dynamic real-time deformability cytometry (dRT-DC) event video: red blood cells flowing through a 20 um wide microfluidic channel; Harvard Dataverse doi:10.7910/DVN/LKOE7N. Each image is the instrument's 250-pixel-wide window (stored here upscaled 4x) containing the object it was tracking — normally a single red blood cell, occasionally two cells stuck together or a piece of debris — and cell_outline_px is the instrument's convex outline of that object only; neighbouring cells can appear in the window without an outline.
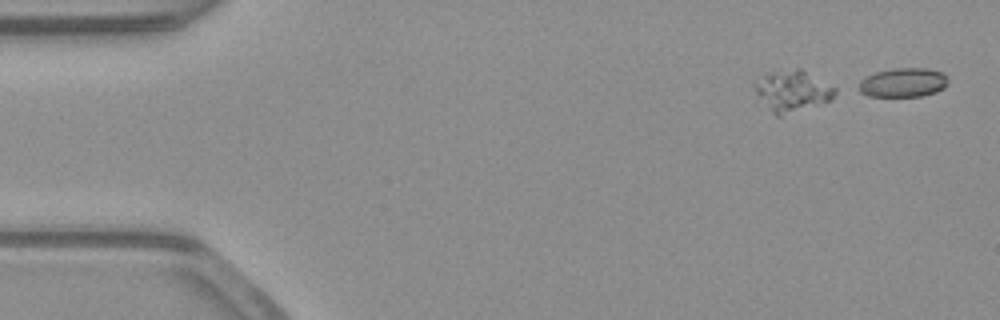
{"species": "common noctule bat (a hibernating species)", "species_latin": "Nyctalus noctula", "temperature_condition": "warm", "stored_images_in_passage": 2, "camera_frame_rate_fps": 3000, "um_per_image_px": 0.085, "animal": {"sex": "male", "body_mass_g": 23.1, "forearm_length_mm": 52.7}, "frame": {"image": 1, "passage_image": 2, "time_ms": 0.333, "image_size_px": [1000, 320], "cell_outline_px": [[948, 84], [944, 88], [936, 92], [920, 96], [868, 96], [852, 88], [864, 76], [876, 72], [892, 68], [924, 68], [940, 72], [948, 76]], "centroid_in_image_um": [76.69, 7.02], "position_along_channel_um": 8.3, "area_um2": 15.55}}